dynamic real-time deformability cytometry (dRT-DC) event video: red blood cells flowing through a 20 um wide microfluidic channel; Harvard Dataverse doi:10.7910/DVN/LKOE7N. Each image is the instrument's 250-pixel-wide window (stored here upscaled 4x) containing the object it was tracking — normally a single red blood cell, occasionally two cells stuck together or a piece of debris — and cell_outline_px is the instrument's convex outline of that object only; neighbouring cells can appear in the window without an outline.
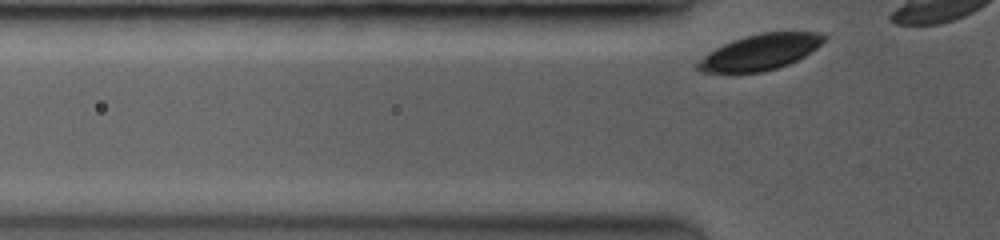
{"species": "common noctule bat (a hibernating species)", "species_latin": "Nyctalus noctula", "temperature_condition": "room temperature", "stored_images_in_passage": 5, "segment_of_instrument_passage": [2, 2], "camera_frame_rate_fps": 3500, "um_per_image_px": 0.085, "animal": {"sex": "female", "body_mass_g": 19.0, "forearm_length_mm": 53.3}, "frame": {"image": 1, "passage_image": 5, "time_ms": 2.571, "image_size_px": [1000, 240], "cell_outline_px": [[828, 36], [816, 48], [804, 56], [788, 64], [776, 68], [760, 72], [700, 72], [696, 68], [696, 64], [704, 56], [716, 48], [732, 40], [760, 32], [820, 32]], "centroid_in_image_um": [64.63, 4.42], "position_along_channel_um": 61.2, "area_um2": 25.95}}